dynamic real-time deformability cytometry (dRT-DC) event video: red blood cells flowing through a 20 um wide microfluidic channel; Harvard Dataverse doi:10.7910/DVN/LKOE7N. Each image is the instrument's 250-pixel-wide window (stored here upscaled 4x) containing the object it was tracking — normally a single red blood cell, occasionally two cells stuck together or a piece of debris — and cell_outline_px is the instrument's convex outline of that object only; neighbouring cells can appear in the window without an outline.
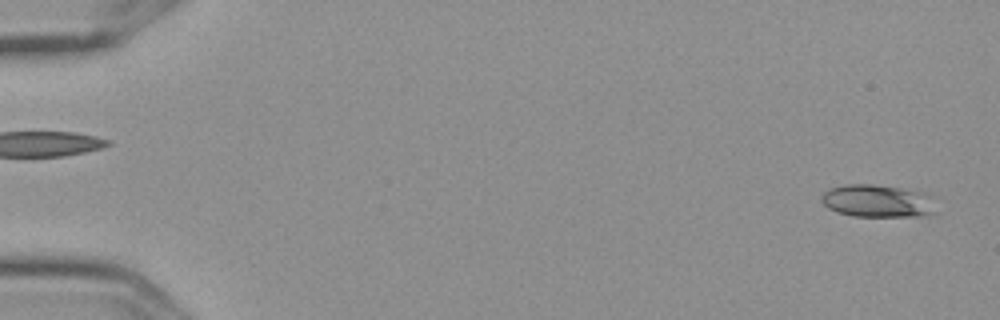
{"species": "Egyptian fruit bat (a non-hibernating species)", "species_latin": "Rousettus aegyptiacus", "temperature_condition": "cold", "stored_images_in_passage": 6, "segment_of_instrument_passage": [2, 2], "camera_frame_rate_fps": 3000, "um_per_image_px": 0.085, "frame": {"image": 1, "passage_image": 6, "time_ms": 1.667, "image_size_px": [1000, 320], "cell_outline_px": [[932, 212], [924, 216], [856, 216], [836, 212], [828, 208], [824, 204], [820, 196], [824, 192], [832, 188], [848, 184], [872, 184], [900, 188], [920, 192], [928, 196]], "centroid_in_image_um": [74.48, 17.08], "position_along_channel_um": 10.5, "area_um2": 21.1}}